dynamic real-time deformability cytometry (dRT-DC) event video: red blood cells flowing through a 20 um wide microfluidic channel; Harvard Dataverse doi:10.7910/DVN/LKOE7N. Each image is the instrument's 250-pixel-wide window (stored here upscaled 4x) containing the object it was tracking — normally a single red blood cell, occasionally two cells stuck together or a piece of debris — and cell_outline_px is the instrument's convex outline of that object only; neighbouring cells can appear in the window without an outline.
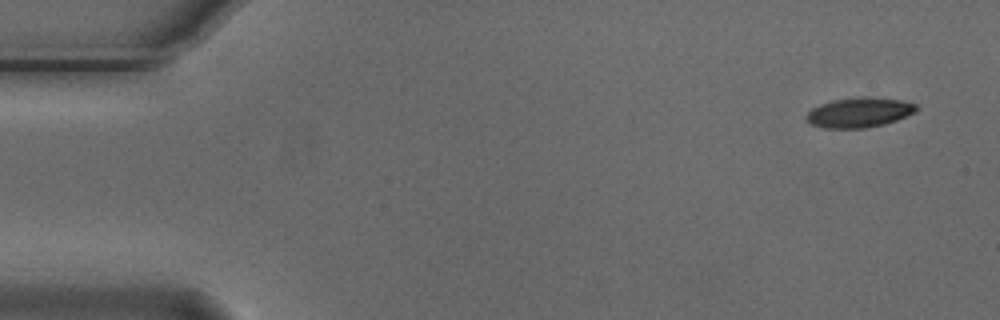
{"species": "Egyptian fruit bat (a non-hibernating species)", "species_latin": "Rousettus aegyptiacus", "temperature_condition": "cold", "stored_images_in_passage": 2, "camera_frame_rate_fps": 3000, "um_per_image_px": 0.085, "animal": {"sex": "male"}, "frame": {"image": 1, "passage_image": 2, "time_ms": 0.333, "image_size_px": [1000, 320], "cell_outline_px": [[920, 108], [916, 112], [896, 120], [884, 124], [864, 128], [824, 128], [812, 124], [804, 116], [812, 108], [820, 104], [832, 100], [860, 96], [868, 96], [900, 100], [916, 104]], "centroid_in_image_um": [73.05, 9.54], "position_along_channel_um": 12.0, "area_um2": 19.25}}